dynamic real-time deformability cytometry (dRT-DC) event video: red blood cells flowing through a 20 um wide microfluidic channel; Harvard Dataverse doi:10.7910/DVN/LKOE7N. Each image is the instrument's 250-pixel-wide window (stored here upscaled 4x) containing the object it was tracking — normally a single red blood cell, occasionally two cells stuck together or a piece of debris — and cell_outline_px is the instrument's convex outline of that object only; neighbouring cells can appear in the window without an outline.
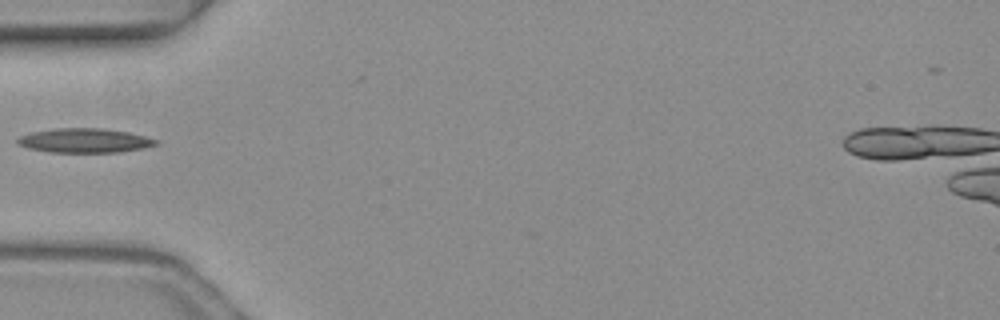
{"species": "common noctule bat (a hibernating species)", "species_latin": "Nyctalus noctula", "temperature_condition": "warm", "stored_images_in_passage": 4, "camera_frame_rate_fps": 3000, "um_per_image_px": 0.085, "animal": {"sex": "female", "body_mass_g": 19.3, "forearm_length_mm": 54.1}, "frame": {"image": 1, "passage_image": 4, "time_ms": 1.0, "image_size_px": [1000, 320], "cell_outline_px": [[160, 144], [144, 148], [120, 152], [48, 152], [28, 148], [20, 144], [16, 140], [20, 136], [32, 132], [56, 128], [104, 128], [128, 132], [160, 140]], "centroid_in_image_um": [7.25, 11.94], "position_along_channel_um": 77.8, "area_um2": 19.65}}